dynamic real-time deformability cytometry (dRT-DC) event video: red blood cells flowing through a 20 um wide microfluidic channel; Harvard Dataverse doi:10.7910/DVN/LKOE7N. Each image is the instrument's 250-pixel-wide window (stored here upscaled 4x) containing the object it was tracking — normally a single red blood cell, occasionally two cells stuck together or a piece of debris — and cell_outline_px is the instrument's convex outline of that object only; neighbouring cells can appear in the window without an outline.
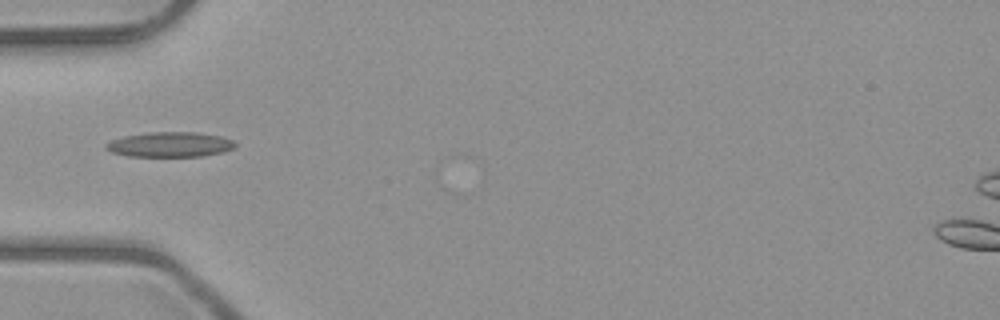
{"species": "common noctule bat (a hibernating species)", "species_latin": "Nyctalus noctula", "temperature_condition": "room temperature", "stored_images_in_passage": 35, "camera_frame_rate_fps": 3000, "um_per_image_px": 0.085, "animal": {"sex": "male", "body_mass_g": 23.1, "forearm_length_mm": 52.7}, "frame": {"image": 1, "passage_image": 1, "time_ms": 0.0, "image_size_px": [1000, 320], "cell_outline_px": [[236, 148], [224, 152], [204, 156], [128, 156], [112, 152], [104, 148], [104, 144], [112, 140], [124, 136], [148, 132], [196, 132], [220, 136], [232, 140], [236, 144]], "centroid_in_image_um": [14.46, 12.28], "position_along_channel_um": 70.5, "area_um2": 18.9}}
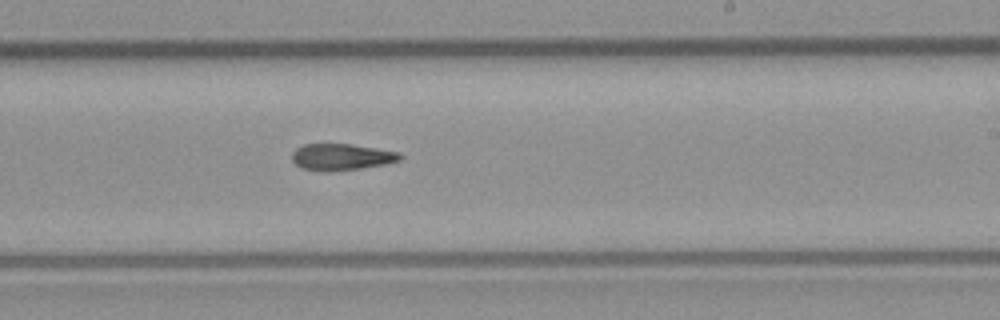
{"frame": {"image": 2, "passage_image": 15, "time_ms": 4.667, "image_size_px": [1000, 320], "cell_outline_px": [[404, 156], [400, 160], [384, 164], [360, 168], [324, 172], [300, 168], [292, 160], [292, 152], [296, 148], [304, 144], [352, 144], [400, 152]], "centroid_in_image_um": [29.01, 13.34], "position_along_channel_um": 260.0, "area_um2": 16.76}}
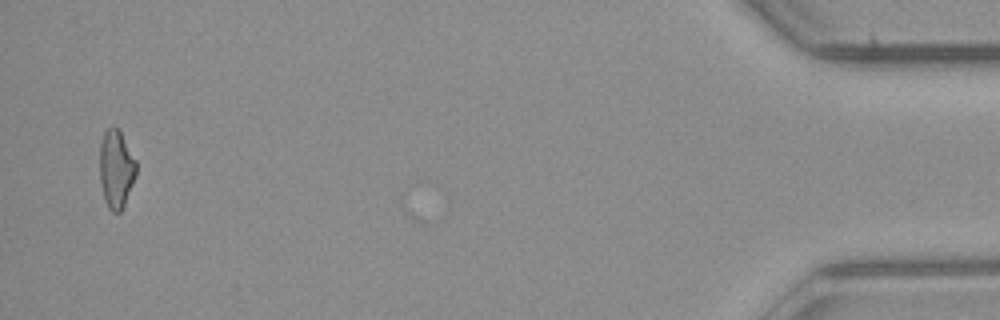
{"frame": {"image": 3, "passage_image": 34, "time_ms": 11.0, "image_size_px": [1000, 320], "cell_outline_px": [[136, 176], [124, 204], [120, 212], [112, 212], [108, 208], [104, 200], [100, 180], [100, 144], [104, 132], [108, 128], [120, 128], [136, 160]], "centroid_in_image_um": [9.88, 14.35], "position_along_channel_um": 425.3, "area_um2": 16.7}, "authors_computed_cell_mechanics": {"area_um2": 16.762, "velocity_mm_per_s": 4.0287, "shape_relaxation_time_tau1_ms": null, "shape_relaxation_time_tau2_ms": 7.266, "deformation_change_tau1": null, "deformation_change_tau2": 0.1771}}